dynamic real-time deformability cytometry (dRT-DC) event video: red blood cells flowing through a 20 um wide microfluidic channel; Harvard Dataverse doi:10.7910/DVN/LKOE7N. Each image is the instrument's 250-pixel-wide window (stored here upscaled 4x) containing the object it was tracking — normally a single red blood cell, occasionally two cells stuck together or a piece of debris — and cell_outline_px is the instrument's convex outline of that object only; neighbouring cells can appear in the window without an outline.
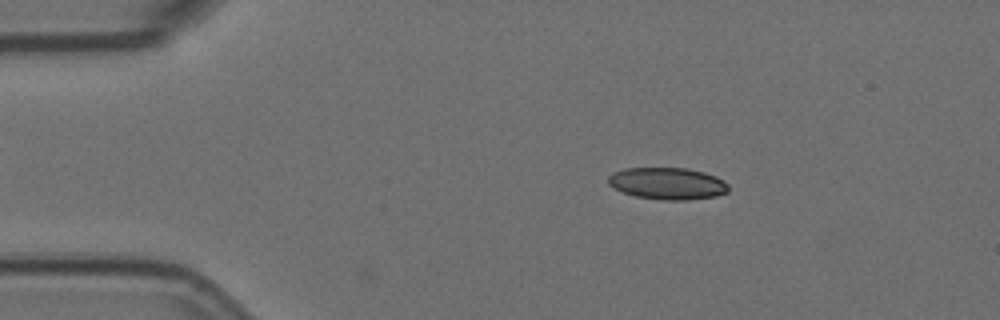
{"species": "Egyptian fruit bat (a non-hibernating species)", "species_latin": "Rousettus aegyptiacus", "temperature_condition": "room temperature", "stored_images_in_passage": 48, "camera_frame_rate_fps": 3000, "um_per_image_px": 0.085, "animal": {"sex": "female"}, "frame": {"image": 1, "passage_image": 1, "time_ms": 0.0, "image_size_px": [1000, 320], "cell_outline_px": [[728, 192], [716, 196], [684, 200], [664, 200], [636, 196], [612, 188], [608, 184], [608, 176], [612, 172], [624, 168], [688, 168], [704, 172], [716, 176], [724, 180], [728, 184]], "centroid_in_image_um": [56.73, 15.59], "position_along_channel_um": 28.3, "area_um2": 22.48}}
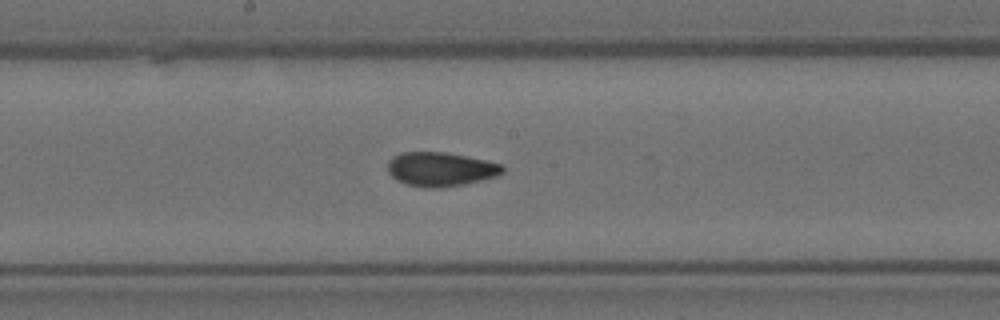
{"frame": {"image": 2, "passage_image": 21, "time_ms": 6.667, "image_size_px": [1000, 320], "cell_outline_px": [[504, 172], [500, 176], [464, 184], [440, 188], [424, 188], [408, 184], [392, 176], [388, 172], [388, 160], [400, 152], [444, 152], [504, 164]], "centroid_in_image_um": [37.49, 14.38], "position_along_channel_um": 210.7, "area_um2": 22.83}}
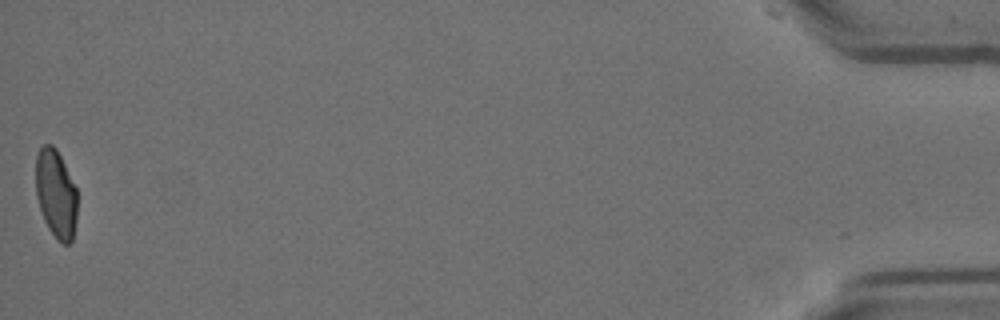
{"frame": {"image": 3, "passage_image": 48, "time_ms": 15.667, "image_size_px": [1000, 320], "cell_outline_px": [[76, 220], [72, 240], [68, 244], [64, 244], [48, 228], [44, 220], [36, 196], [36, 156], [40, 148], [44, 144], [52, 144], [56, 148], [76, 188]], "centroid_in_image_um": [4.74, 16.45], "position_along_channel_um": 430.5, "area_um2": 21.04}, "authors_computed_cell_mechanics": {"area_um2": 22.542, "velocity_mm_per_s": 3.5574, "shape_relaxation_time_tau1_ms": null, "shape_relaxation_time_tau2_ms": 1.6745, "deformation_change_tau1": null, "deformation_change_tau2": 0.0654}}